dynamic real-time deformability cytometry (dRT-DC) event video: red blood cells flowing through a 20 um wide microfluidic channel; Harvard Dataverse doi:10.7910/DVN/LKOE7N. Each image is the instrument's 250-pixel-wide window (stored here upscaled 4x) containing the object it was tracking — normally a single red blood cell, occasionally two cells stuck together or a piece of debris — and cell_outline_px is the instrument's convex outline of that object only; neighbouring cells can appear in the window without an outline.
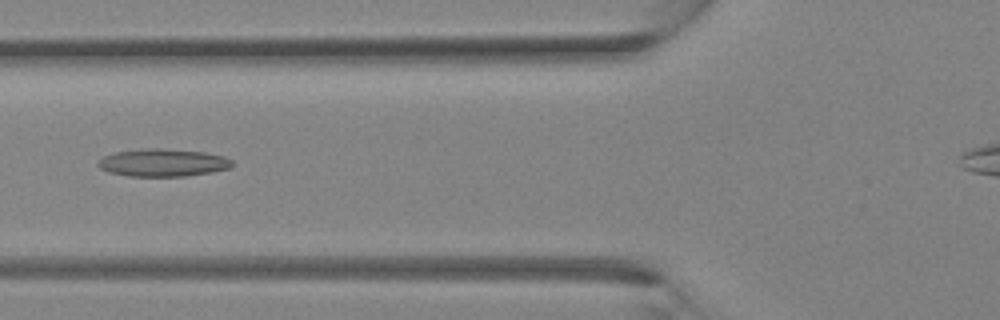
{"species": "Egyptian fruit bat (a non-hibernating species)", "species_latin": "Rousettus aegyptiacus", "temperature_condition": "room temperature", "stored_images_in_passage": 35, "camera_frame_rate_fps": 3000, "um_per_image_px": 0.085, "animal": {"sex": "female"}, "frame": {"image": 1, "passage_image": 15, "time_ms": 4.667, "image_size_px": [1000, 320], "cell_outline_px": [[232, 168], [212, 172], [184, 176], [128, 176], [108, 172], [100, 168], [96, 164], [96, 160], [104, 156], [116, 152], [144, 148], [160, 148], [204, 152], [224, 156], [232, 160]], "centroid_in_image_um": [13.83, 13.82], "position_along_channel_um": 112.0, "area_um2": 21.73}}
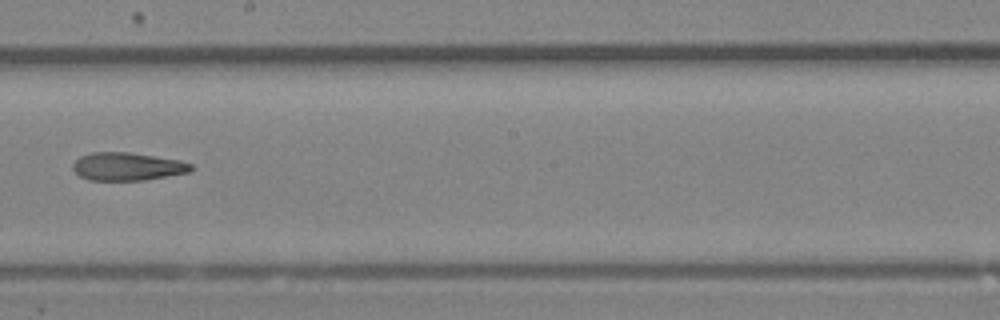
{"frame": {"image": 2, "passage_image": 22, "time_ms": 7.0, "image_size_px": [1000, 320], "cell_outline_px": [[192, 168], [188, 172], [144, 180], [88, 180], [80, 176], [72, 168], [72, 164], [80, 156], [92, 152], [128, 152], [180, 160], [192, 164]], "centroid_in_image_um": [10.79, 14.15], "position_along_channel_um": 237.4, "area_um2": 19.13}}
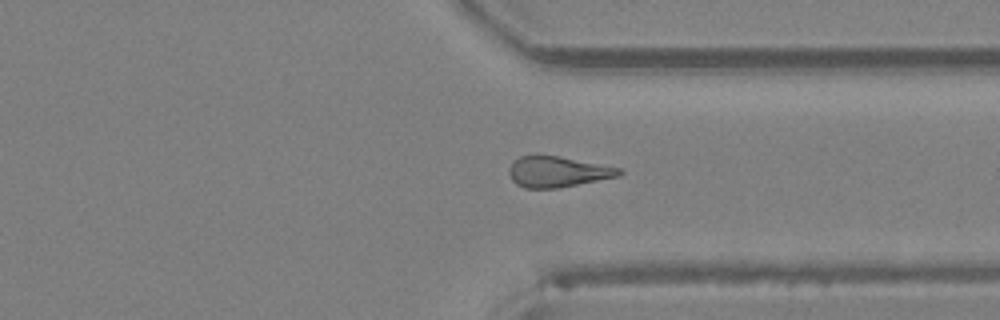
{"frame": {"image": 3, "passage_image": 29, "time_ms": 9.333, "image_size_px": [1000, 320], "cell_outline_px": [[624, 172], [620, 176], [556, 188], [524, 188], [516, 184], [512, 180], [508, 172], [508, 168], [520, 156], [536, 152], [560, 156], [620, 168]], "centroid_in_image_um": [47.36, 14.56], "position_along_channel_um": 364.0, "area_um2": 20.06}}